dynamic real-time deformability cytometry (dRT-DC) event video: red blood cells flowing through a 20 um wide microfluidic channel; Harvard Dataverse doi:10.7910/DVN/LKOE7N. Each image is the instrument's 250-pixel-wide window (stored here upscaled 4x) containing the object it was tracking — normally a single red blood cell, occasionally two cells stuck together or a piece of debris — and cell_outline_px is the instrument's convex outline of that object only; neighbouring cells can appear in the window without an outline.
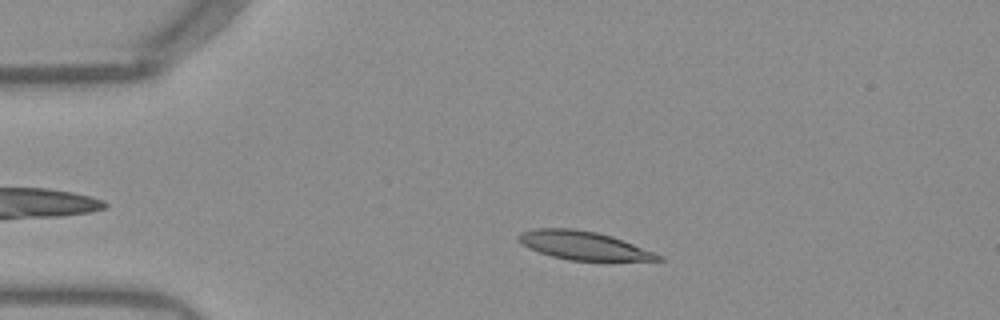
{"species": "Egyptian fruit bat (a non-hibernating species)", "species_latin": "Rousettus aegyptiacus", "temperature_condition": "warm", "stored_images_in_passage": 41, "camera_frame_rate_fps": 3000, "um_per_image_px": 0.085, "frame": {"image": 1, "passage_image": 8, "time_ms": 2.333, "image_size_px": [1000, 320], "cell_outline_px": [[664, 260], [568, 260], [552, 256], [540, 252], [524, 244], [516, 236], [520, 232], [536, 228], [572, 228], [596, 232], [612, 236], [656, 252], [664, 256]], "centroid_in_image_um": [49.64, 20.86], "position_along_channel_um": 35.4, "area_um2": 22.89}}
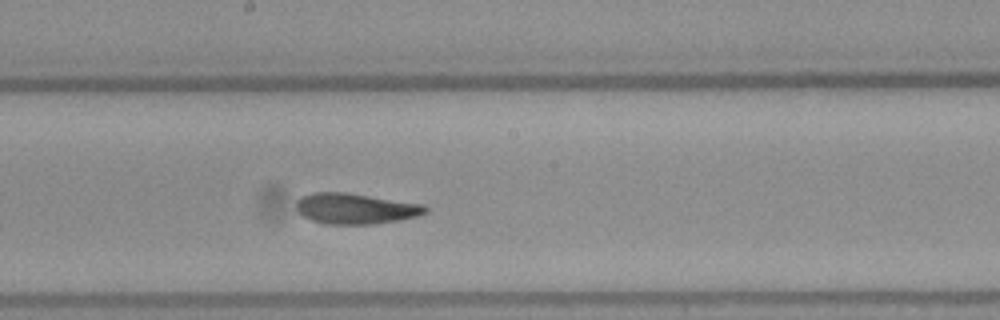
{"frame": {"image": 2, "passage_image": 25, "time_ms": 8.0, "image_size_px": [1000, 320], "cell_outline_px": [[428, 212], [416, 216], [400, 220], [372, 224], [324, 224], [312, 220], [304, 216], [296, 208], [296, 200], [300, 196], [312, 192], [348, 192], [424, 204], [428, 208]], "centroid_in_image_um": [30.22, 17.72], "position_along_channel_um": 218.0, "area_um2": 23.29}}
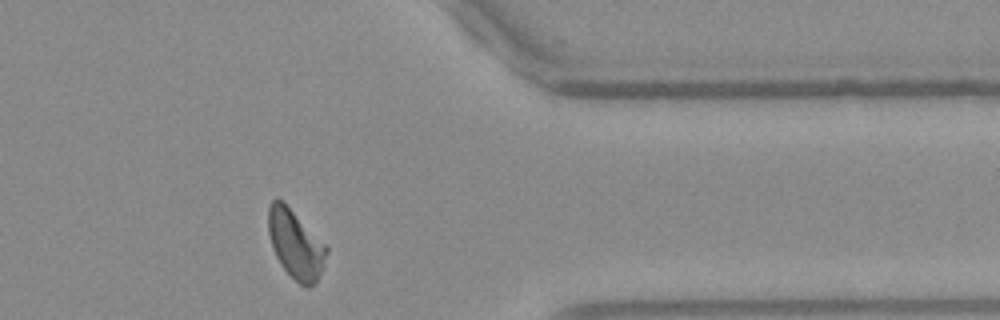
{"frame": {"image": 3, "passage_image": 39, "time_ms": 12.667, "image_size_px": [1000, 320], "cell_outline_px": [[328, 252], [320, 272], [316, 280], [308, 288], [300, 284], [280, 264], [272, 248], [268, 232], [268, 208], [272, 200], [276, 196], [328, 248]], "centroid_in_image_um": [25.08, 20.77], "position_along_channel_um": 386.3, "area_um2": 22.37}, "authors_computed_cell_mechanics": {"area_um2": 23.0044, "velocity_mm_per_s": 3.9349, "shape_relaxation_time_tau1_ms": 5.423, "shape_relaxation_time_tau2_ms": 2.36, "deformation_change_tau1": 0.1988, "deformation_change_tau2": 0.0904}}